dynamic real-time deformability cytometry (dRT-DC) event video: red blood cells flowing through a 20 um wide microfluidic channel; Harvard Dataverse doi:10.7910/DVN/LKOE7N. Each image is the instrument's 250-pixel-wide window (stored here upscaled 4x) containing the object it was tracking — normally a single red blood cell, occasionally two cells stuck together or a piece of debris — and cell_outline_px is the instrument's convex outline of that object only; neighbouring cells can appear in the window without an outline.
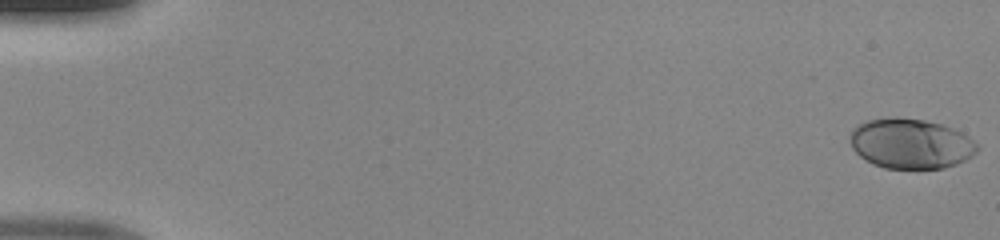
{"species": "human", "species_latin": "Homo sapiens", "temperature_condition": "room temperature", "stored_images_in_passage": 49, "camera_frame_rate_fps": 3000, "um_per_image_px": 0.085, "donor": {"sex": "male"}, "frame": {"image": 1, "passage_image": 1, "time_ms": 0.0, "image_size_px": [1000, 240], "cell_outline_px": [[980, 148], [972, 156], [956, 164], [944, 168], [884, 168], [872, 164], [860, 156], [852, 148], [848, 136], [852, 128], [856, 124], [864, 120], [896, 116], [924, 120], [944, 124], [968, 136]], "centroid_in_image_um": [77.36, 12.19], "position_along_channel_um": 7.6, "area_um2": 37.51}}
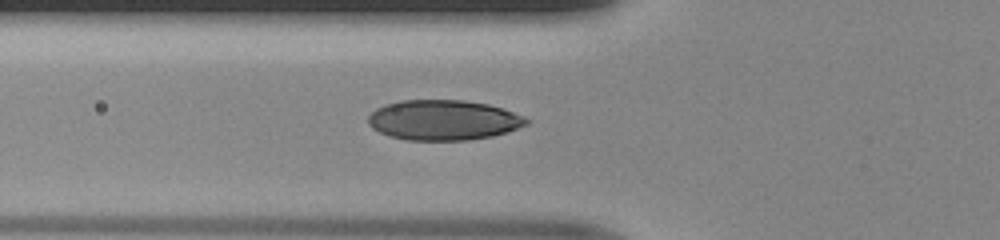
{"frame": {"image": 2, "passage_image": 19, "time_ms": 6.0, "image_size_px": [1000, 240], "cell_outline_px": [[532, 120], [528, 124], [508, 132], [492, 136], [468, 140], [408, 140], [388, 136], [372, 128], [368, 124], [368, 116], [376, 108], [384, 104], [400, 100], [464, 100], [488, 104], [524, 116]], "centroid_in_image_um": [37.68, 10.2], "position_along_channel_um": 88.1, "area_um2": 37.22}}
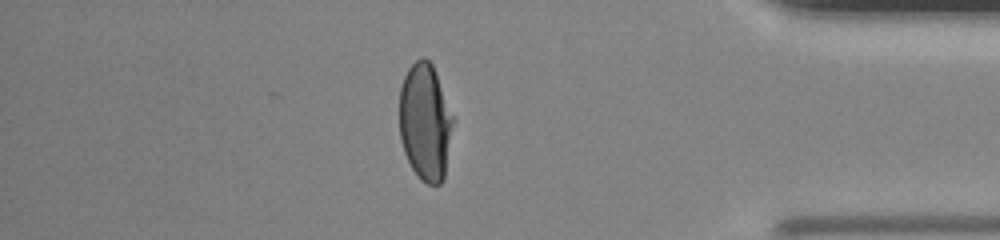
{"frame": {"image": 3, "passage_image": 43, "time_ms": 14.0, "image_size_px": [1000, 240], "cell_outline_px": [[452, 124], [444, 180], [440, 184], [428, 184], [412, 168], [404, 152], [400, 140], [400, 88], [404, 76], [408, 68], [420, 56], [424, 56], [432, 64], [436, 72], [452, 116]], "centroid_in_image_um": [36.12, 10.34], "position_along_channel_um": 399.1, "area_um2": 36.07}}